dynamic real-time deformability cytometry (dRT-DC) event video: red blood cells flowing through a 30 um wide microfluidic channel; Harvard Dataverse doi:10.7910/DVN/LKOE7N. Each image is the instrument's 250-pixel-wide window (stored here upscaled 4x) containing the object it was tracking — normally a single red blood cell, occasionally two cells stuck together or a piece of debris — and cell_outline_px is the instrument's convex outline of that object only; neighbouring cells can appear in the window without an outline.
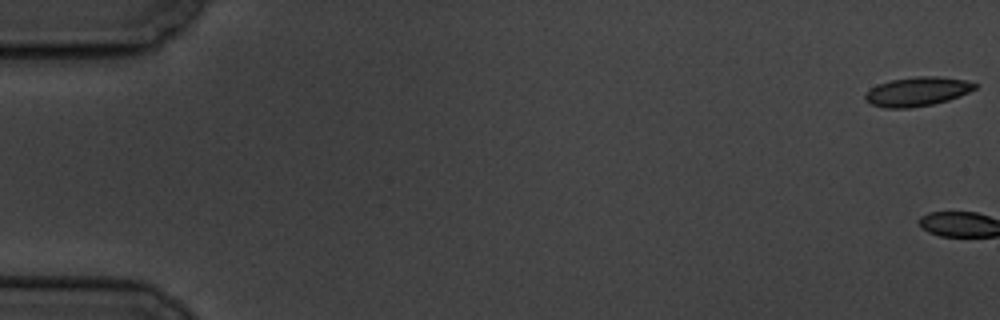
{"species": "common noctule bat (a hibernating species)", "species_latin": "Nyctalus noctula", "temperature_condition": "cold", "stored_images_in_passage": 6, "camera_frame_rate_fps": 3000, "um_per_image_px": 0.085, "animal": {"sex": "male", "body_mass_g": 19.5, "forearm_length_mm": 54.6}, "frame": {"image": 1, "passage_image": 1, "time_ms": 0.0, "image_size_px": [1000, 320], "cell_outline_px": [[980, 84], [976, 88], [960, 96], [948, 100], [932, 104], [908, 108], [884, 108], [872, 104], [864, 100], [864, 96], [872, 88], [880, 84], [892, 80], [916, 76], [936, 76], [964, 80]], "centroid_in_image_um": [77.99, 7.78], "position_along_channel_um": 7.0, "area_um2": 18.44}}
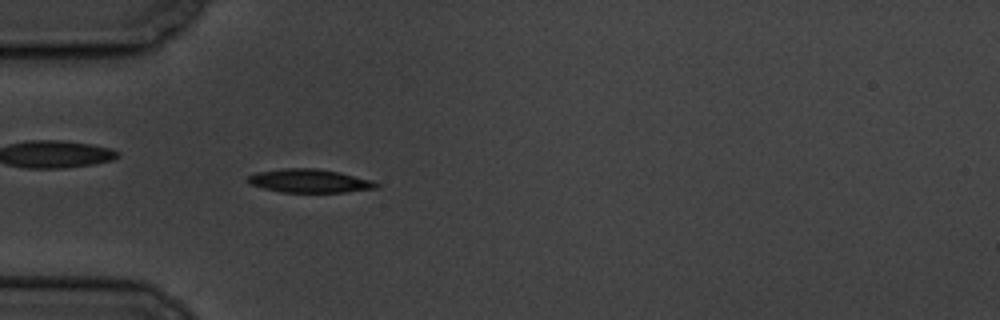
{"frame": {"image": 2, "passage_image": 6, "time_ms": 6.667, "image_size_px": [1000, 320], "cell_outline_px": [[380, 188], [348, 192], [280, 192], [248, 184], [248, 176], [256, 172], [284, 168], [316, 168], [340, 172], [372, 180], [380, 184]], "centroid_in_image_um": [26.34, 15.38], "position_along_channel_um": 58.7, "area_um2": 17.74}}